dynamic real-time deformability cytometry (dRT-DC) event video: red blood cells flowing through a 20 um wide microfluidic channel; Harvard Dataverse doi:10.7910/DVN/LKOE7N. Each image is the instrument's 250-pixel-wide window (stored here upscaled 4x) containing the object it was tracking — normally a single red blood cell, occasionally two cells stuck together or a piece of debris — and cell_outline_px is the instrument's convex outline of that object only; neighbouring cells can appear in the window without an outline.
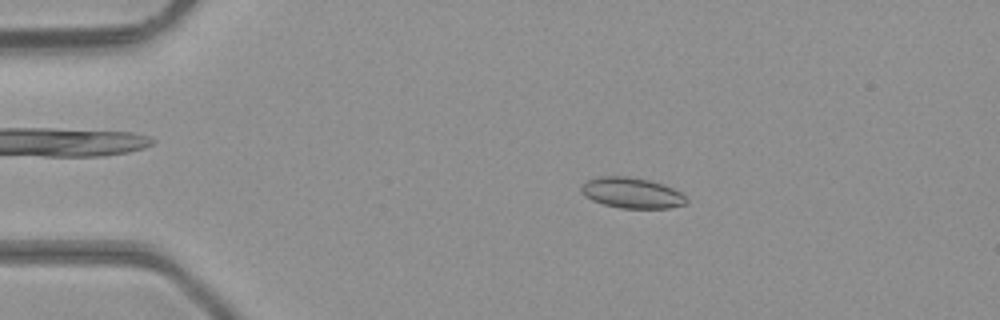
{"species": "common noctule bat (a hibernating species)", "species_latin": "Nyctalus noctula", "temperature_condition": "room temperature", "stored_images_in_passage": 3, "camera_frame_rate_fps": 3000, "um_per_image_px": 0.085, "animal": {"sex": "male", "body_mass_g": 23.1, "forearm_length_mm": 52.7}, "frame": {"image": 1, "passage_image": 1, "time_ms": 0.0, "image_size_px": [1000, 320], "cell_outline_px": [[688, 204], [668, 208], [620, 208], [604, 204], [592, 200], [584, 196], [580, 192], [580, 184], [596, 176], [628, 176], [648, 180], [664, 184], [680, 192], [688, 200]], "centroid_in_image_um": [53.67, 16.39], "position_along_channel_um": 31.3, "area_um2": 18.96}}
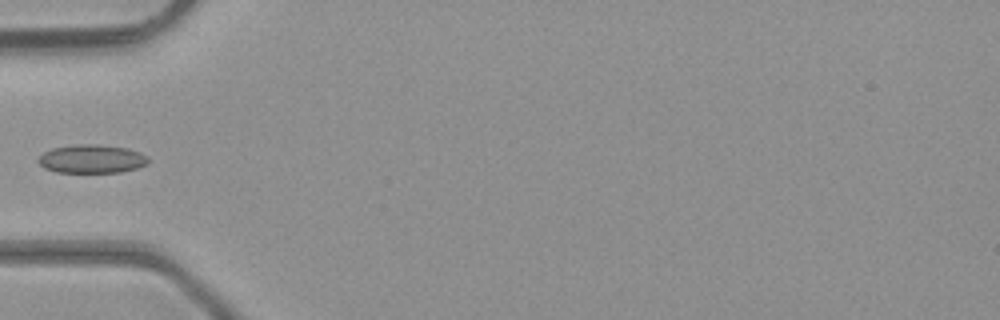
{"frame": {"image": 2, "passage_image": 3, "time_ms": 0.667, "image_size_px": [1000, 320], "cell_outline_px": [[148, 164], [136, 168], [120, 172], [56, 172], [44, 168], [36, 160], [44, 152], [52, 148], [76, 144], [100, 144], [128, 148], [140, 152], [148, 156]], "centroid_in_image_um": [7.8, 13.5], "position_along_channel_um": 77.2, "area_um2": 18.38}}